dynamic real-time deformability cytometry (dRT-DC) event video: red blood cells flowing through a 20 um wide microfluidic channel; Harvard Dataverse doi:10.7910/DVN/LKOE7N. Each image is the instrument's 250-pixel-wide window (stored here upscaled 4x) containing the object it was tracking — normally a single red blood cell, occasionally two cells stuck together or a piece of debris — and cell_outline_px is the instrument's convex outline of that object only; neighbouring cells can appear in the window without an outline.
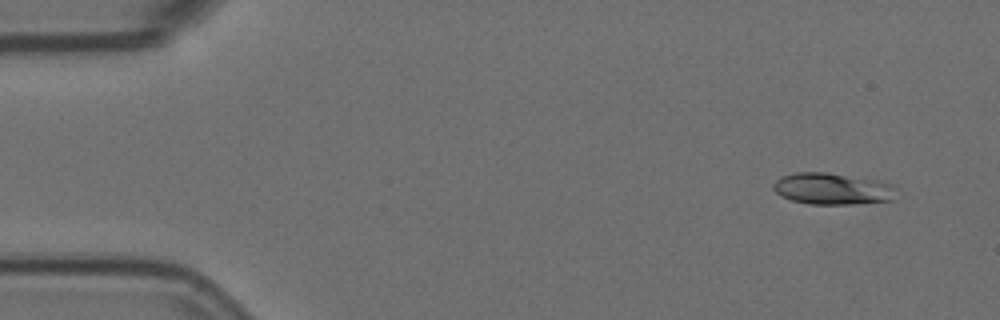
{"species": "Egyptian fruit bat (a non-hibernating species)", "species_latin": "Rousettus aegyptiacus", "temperature_condition": "room temperature", "stored_images_in_passage": 10, "camera_frame_rate_fps": 3000, "um_per_image_px": 0.085, "animal": {"sex": "female"}, "frame": {"image": 1, "passage_image": 1, "time_ms": 0.0, "image_size_px": [1000, 320], "cell_outline_px": [[892, 200], [852, 204], [808, 204], [792, 200], [780, 196], [772, 188], [772, 184], [780, 176], [796, 172], [828, 172], [876, 180], [888, 184]], "centroid_in_image_um": [70.59, 16.04], "position_along_channel_um": 14.4, "area_um2": 22.2}}
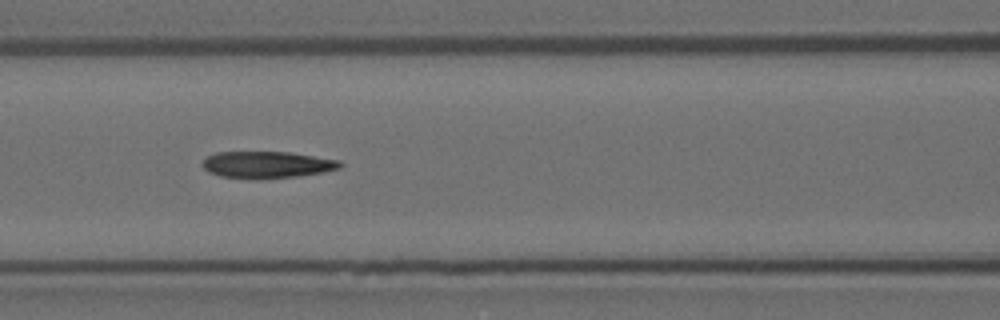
{"frame": {"image": 2, "passage_image": 6, "time_ms": 1.667, "image_size_px": [1000, 320], "cell_outline_px": [[344, 164], [340, 168], [320, 172], [296, 176], [220, 176], [208, 172], [204, 168], [204, 156], [216, 152], [288, 152], [340, 160]], "centroid_in_image_um": [22.7, 13.94], "position_along_channel_um": 143.9, "area_um2": 20.46}}
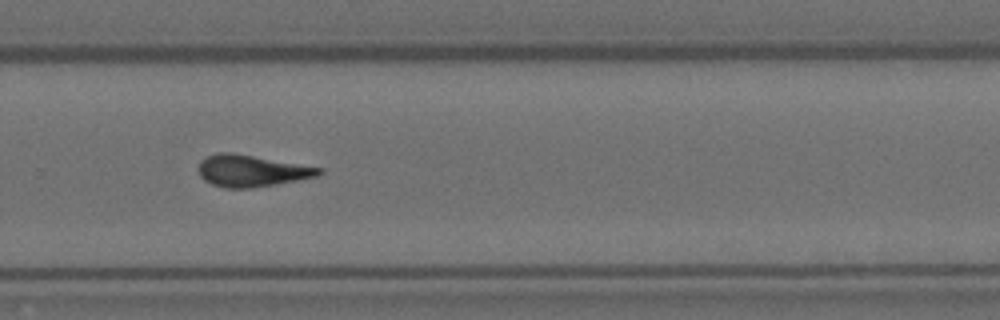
{"frame": {"image": 3, "passage_image": 10, "time_ms": 3.0, "image_size_px": [1000, 320], "cell_outline_px": [[324, 172], [316, 176], [276, 184], [252, 188], [224, 188], [212, 184], [204, 180], [200, 176], [200, 160], [216, 152], [232, 152], [324, 168]], "centroid_in_image_um": [21.38, 14.51], "position_along_channel_um": 308.4, "area_um2": 22.2}}